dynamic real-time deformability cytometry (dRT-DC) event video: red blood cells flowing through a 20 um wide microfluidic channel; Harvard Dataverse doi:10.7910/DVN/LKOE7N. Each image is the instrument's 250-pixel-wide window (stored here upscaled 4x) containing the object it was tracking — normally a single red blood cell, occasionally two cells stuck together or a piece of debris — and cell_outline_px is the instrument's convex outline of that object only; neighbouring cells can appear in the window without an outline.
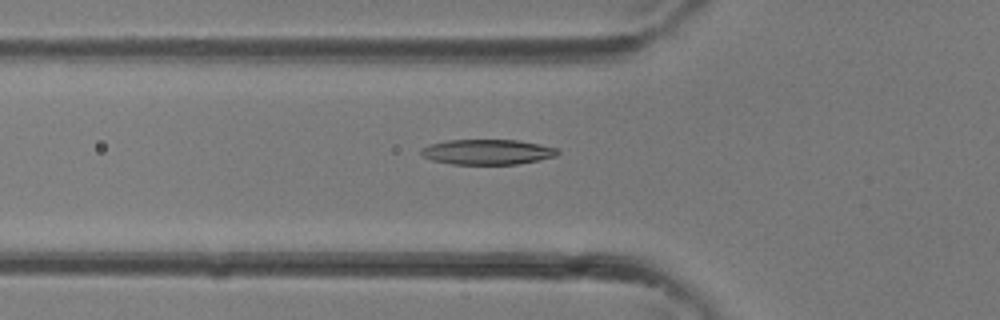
{"species": "common noctule bat (a hibernating species)", "species_latin": "Nyctalus noctula", "temperature_condition": "room temperature", "stored_images_in_passage": 22, "camera_frame_rate_fps": 3000, "um_per_image_px": 0.085, "animal": {"sex": "female"}, "frame": {"image": 1, "passage_image": 5, "time_ms": 1.333, "image_size_px": [1000, 320], "cell_outline_px": [[560, 152], [556, 156], [540, 160], [516, 164], [452, 164], [432, 160], [424, 156], [420, 152], [420, 148], [428, 144], [448, 140], [516, 140], [540, 144], [556, 148]], "centroid_in_image_um": [41.42, 12.91], "position_along_channel_um": 84.4, "area_um2": 20.06}}
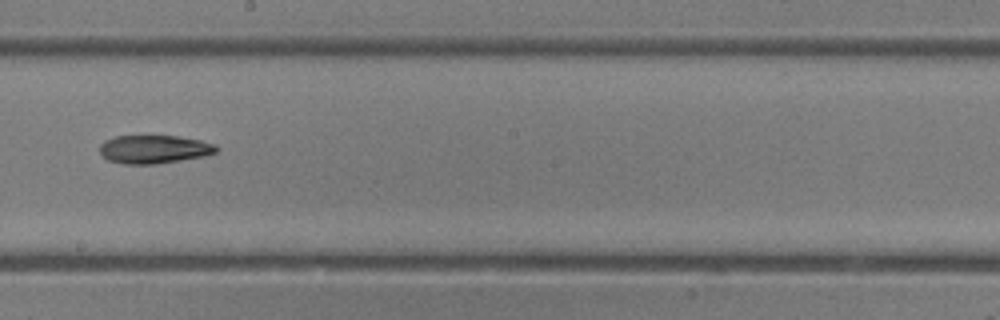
{"frame": {"image": 2, "passage_image": 13, "time_ms": 4.0, "image_size_px": [1000, 320], "cell_outline_px": [[220, 148], [216, 152], [204, 156], [156, 164], [124, 164], [108, 160], [100, 152], [100, 144], [104, 140], [116, 136], [176, 136], [200, 140], [216, 144]], "centroid_in_image_um": [13.11, 12.68], "position_along_channel_um": 235.1, "area_um2": 19.25}}
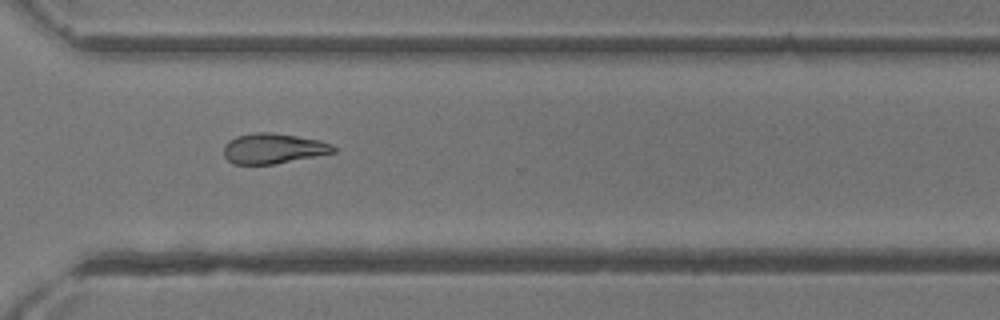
{"frame": {"image": 3, "passage_image": 19, "time_ms": 6.0, "image_size_px": [1000, 320], "cell_outline_px": [[336, 152], [276, 164], [232, 164], [224, 156], [224, 144], [228, 140], [236, 136], [256, 132], [272, 132], [320, 140], [332, 144], [336, 148]], "centroid_in_image_um": [23.22, 12.62], "position_along_channel_um": 347.4, "area_um2": 19.48}}